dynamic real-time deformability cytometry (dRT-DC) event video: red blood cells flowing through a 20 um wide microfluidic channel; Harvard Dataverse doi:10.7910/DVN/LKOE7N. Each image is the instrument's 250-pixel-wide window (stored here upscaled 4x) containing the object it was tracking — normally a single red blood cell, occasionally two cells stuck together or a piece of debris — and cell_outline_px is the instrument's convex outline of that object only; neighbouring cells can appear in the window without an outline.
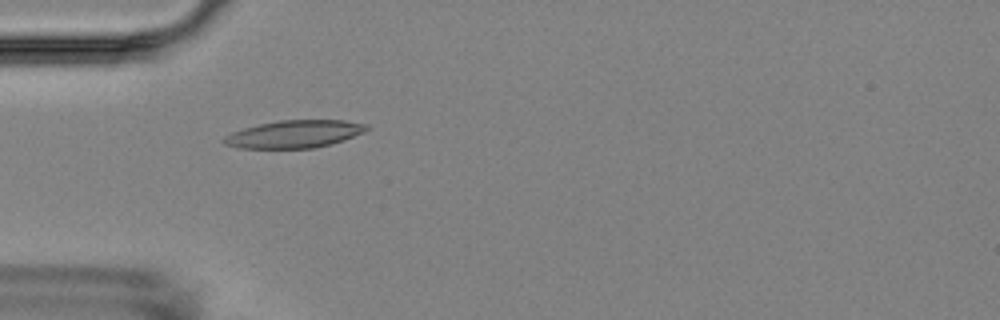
{"species": "Egyptian fruit bat (a non-hibernating species)", "species_latin": "Rousettus aegyptiacus", "temperature_condition": "room temperature", "stored_images_in_passage": 3, "camera_frame_rate_fps": 3000, "um_per_image_px": 0.085, "animal": {"sex": "female"}, "frame": {"image": 1, "passage_image": 1, "time_ms": 0.0, "image_size_px": [1000, 320], "cell_outline_px": [[368, 128], [364, 132], [344, 140], [332, 144], [316, 148], [240, 148], [224, 144], [220, 140], [224, 136], [232, 132], [244, 128], [260, 124], [280, 120], [344, 120], [368, 124]], "centroid_in_image_um": [25.02, 11.4], "position_along_channel_um": 60.0, "area_um2": 23.0}}
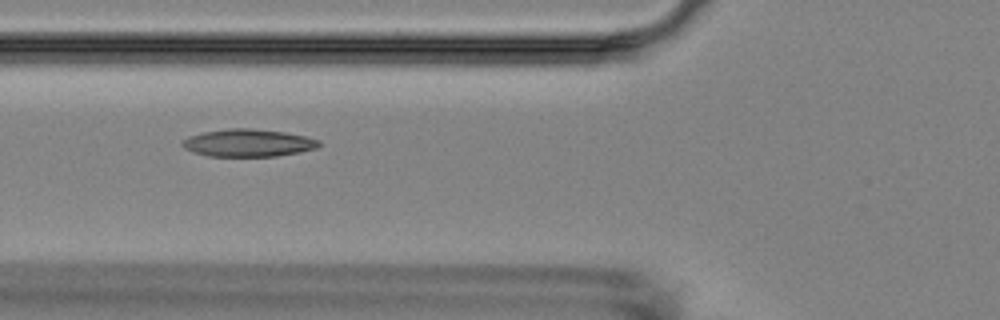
{"frame": {"image": 2, "passage_image": 2, "time_ms": 1.333, "image_size_px": [1000, 320], "cell_outline_px": [[320, 144], [316, 148], [300, 152], [276, 156], [208, 156], [192, 152], [184, 148], [180, 144], [188, 136], [200, 132], [228, 128], [252, 128], [284, 132], [304, 136], [320, 140]], "centroid_in_image_um": [21.05, 12.14], "position_along_channel_um": 104.7, "area_um2": 22.02}}